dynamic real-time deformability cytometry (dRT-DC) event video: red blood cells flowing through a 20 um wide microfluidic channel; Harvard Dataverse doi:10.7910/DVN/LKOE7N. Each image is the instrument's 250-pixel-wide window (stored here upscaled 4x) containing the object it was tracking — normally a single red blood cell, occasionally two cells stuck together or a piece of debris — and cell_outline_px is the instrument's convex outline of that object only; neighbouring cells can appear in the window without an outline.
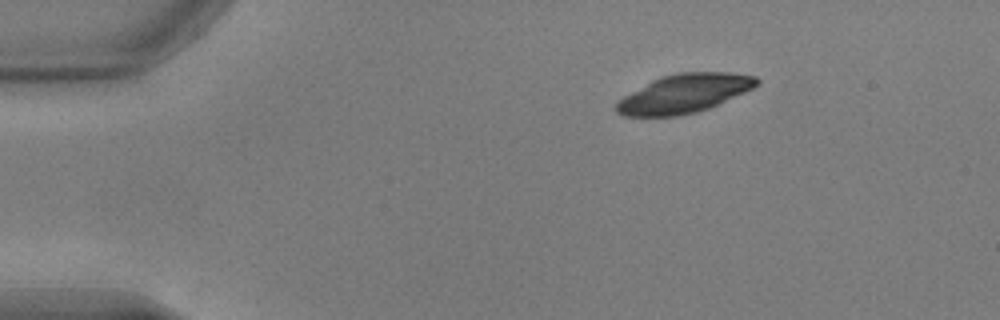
{"species": "common noctule bat (a hibernating species)", "species_latin": "Nyctalus noctula", "temperature_condition": "warm", "stored_images_in_passage": 45, "camera_frame_rate_fps": 3000, "um_per_image_px": 0.085, "animal": {"sex": "male", "body_mass_g": 17.9, "forearm_length_mm": 54.2}, "frame": {"image": 1, "passage_image": 1, "time_ms": 0.0, "image_size_px": [1000, 320], "cell_outline_px": [[760, 84], [744, 92], [708, 108], [696, 112], [680, 116], [624, 116], [616, 112], [616, 100], [652, 80], [660, 76], [676, 72], [732, 72], [756, 76], [760, 80]], "centroid_in_image_um": [58.14, 7.94], "position_along_channel_um": 26.9, "area_um2": 31.73}}